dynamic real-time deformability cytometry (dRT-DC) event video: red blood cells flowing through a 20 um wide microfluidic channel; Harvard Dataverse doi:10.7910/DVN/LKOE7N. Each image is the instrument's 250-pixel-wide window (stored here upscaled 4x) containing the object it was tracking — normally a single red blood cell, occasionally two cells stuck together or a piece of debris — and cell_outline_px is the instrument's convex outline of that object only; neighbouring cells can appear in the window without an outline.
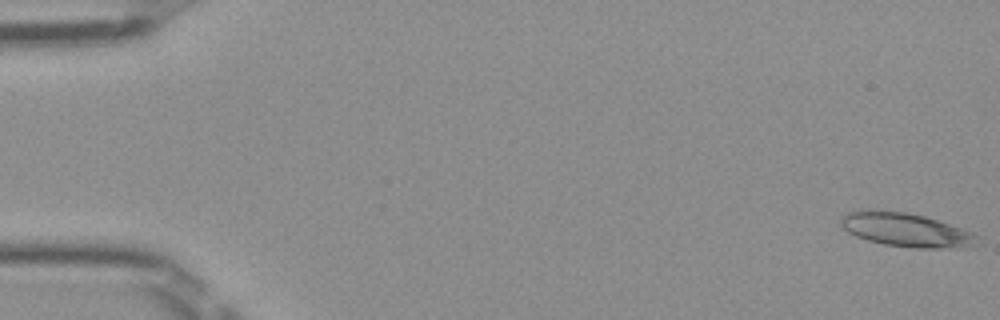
{"species": "Egyptian fruit bat (a non-hibernating species)", "species_latin": "Rousettus aegyptiacus", "temperature_condition": "room temperature", "stored_images_in_passage": 15, "camera_frame_rate_fps": 3000, "um_per_image_px": 0.085, "frame": {"image": 1, "passage_image": 1, "time_ms": 0.0, "image_size_px": [1000, 320], "cell_outline_px": [[984, 244], [964, 248], [916, 248], [884, 244], [868, 240], [856, 236], [848, 232], [840, 224], [840, 216], [848, 212], [904, 212], [924, 216], [972, 232], [980, 236]], "centroid_in_image_um": [77.14, 19.59], "position_along_channel_um": 7.9, "area_um2": 26.53}}
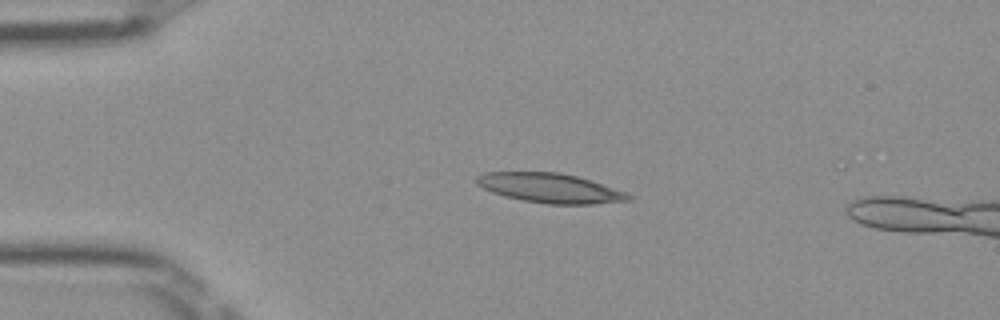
{"frame": {"image": 2, "passage_image": 12, "time_ms": 3.667, "image_size_px": [1000, 320], "cell_outline_px": [[636, 196], [632, 200], [592, 204], [548, 204], [524, 200], [504, 196], [492, 192], [476, 184], [476, 176], [484, 172], [560, 172], [576, 176]], "centroid_in_image_um": [46.73, 15.99], "position_along_channel_um": 38.3, "area_um2": 25.89}}